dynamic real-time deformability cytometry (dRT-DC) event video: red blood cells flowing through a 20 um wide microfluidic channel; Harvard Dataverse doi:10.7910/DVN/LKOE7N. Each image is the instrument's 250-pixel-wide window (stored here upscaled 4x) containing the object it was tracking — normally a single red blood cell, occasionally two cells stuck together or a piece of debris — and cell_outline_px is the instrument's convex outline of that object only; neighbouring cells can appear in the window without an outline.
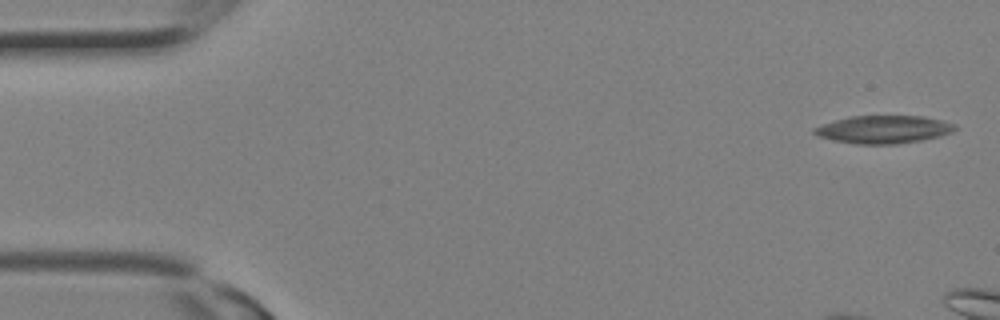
{"species": "Egyptian fruit bat (a non-hibernating species)", "species_latin": "Rousettus aegyptiacus", "temperature_condition": "room temperature", "stored_images_in_passage": 7, "camera_frame_rate_fps": 3000, "um_per_image_px": 0.085, "animal": {"sex": "female"}, "frame": {"image": 1, "passage_image": 1, "time_ms": 0.0, "image_size_px": [1000, 320], "cell_outline_px": [[956, 128], [952, 132], [940, 136], [920, 140], [896, 144], [856, 144], [832, 140], [816, 136], [812, 132], [812, 128], [848, 116], [924, 116], [956, 124]], "centroid_in_image_um": [75.07, 11.0], "position_along_channel_um": 9.9, "area_um2": 22.83}}